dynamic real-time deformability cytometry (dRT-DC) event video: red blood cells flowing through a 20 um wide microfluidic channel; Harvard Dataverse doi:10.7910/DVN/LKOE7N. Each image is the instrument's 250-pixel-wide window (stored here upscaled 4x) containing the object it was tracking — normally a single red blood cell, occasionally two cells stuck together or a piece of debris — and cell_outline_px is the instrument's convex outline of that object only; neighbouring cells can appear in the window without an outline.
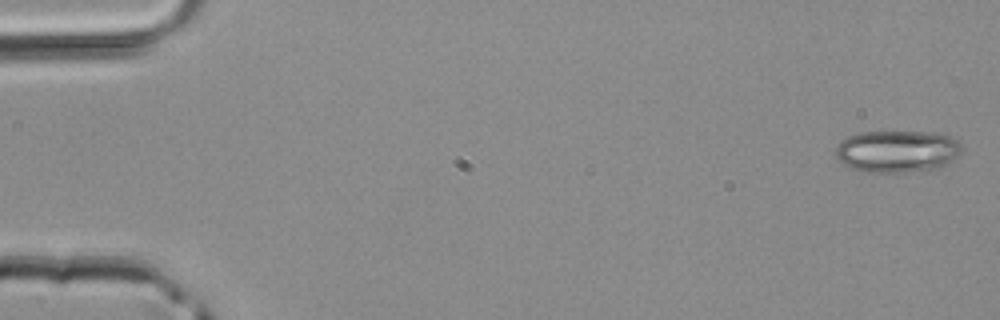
{"species": "common noctule bat (a hibernating species)", "species_latin": "Nyctalus noctula", "temperature_condition": "room temperature", "stored_images_in_passage": 3, "camera_frame_rate_fps": 3000, "um_per_image_px": 0.085, "animal": {"sex": "male", "body_mass_g": 20.4}, "frame": {"image": 1, "passage_image": 1, "time_ms": 0.0, "image_size_px": [1000, 320], "cell_outline_px": [[960, 152], [948, 164], [936, 172], [864, 172], [852, 168], [844, 164], [836, 156], [836, 144], [840, 140], [856, 132], [936, 132], [952, 136], [960, 144]], "centroid_in_image_um": [76.29, 12.88], "position_along_channel_um": 8.7, "area_um2": 31.62}}